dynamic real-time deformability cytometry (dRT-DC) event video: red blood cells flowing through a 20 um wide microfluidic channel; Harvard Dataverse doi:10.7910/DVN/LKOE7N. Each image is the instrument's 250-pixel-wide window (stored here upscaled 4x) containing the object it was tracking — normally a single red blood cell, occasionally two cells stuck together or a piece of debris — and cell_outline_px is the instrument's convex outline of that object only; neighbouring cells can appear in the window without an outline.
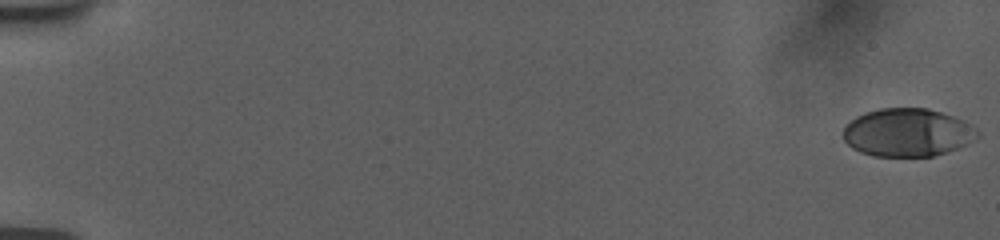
{"species": "human", "species_latin": "Homo sapiens", "temperature_condition": "room temperature", "stored_images_in_passage": 56, "camera_frame_rate_fps": 3000, "um_per_image_px": 0.085, "donor": {"sex": "female"}, "frame": {"image": 1, "passage_image": 1, "time_ms": 0.0, "image_size_px": [1000, 240], "cell_outline_px": [[980, 136], [976, 140], [956, 148], [932, 156], [872, 156], [860, 152], [852, 148], [844, 140], [844, 128], [856, 116], [864, 112], [880, 108], [928, 108], [964, 120], [972, 124], [980, 132]], "centroid_in_image_um": [77.16, 11.26], "position_along_channel_um": 7.8, "area_um2": 37.69}}
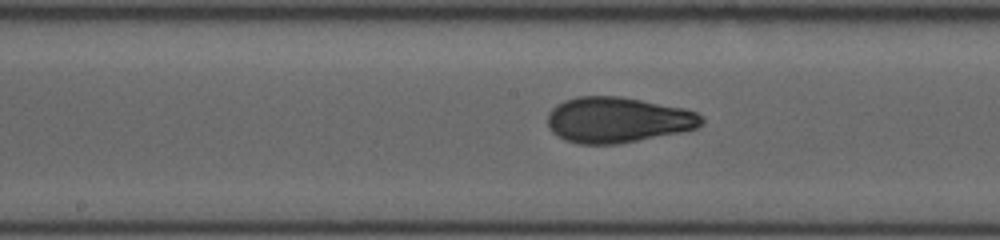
{"frame": {"image": 2, "passage_image": 31, "time_ms": 10.0, "image_size_px": [1000, 240], "cell_outline_px": [[704, 124], [696, 128], [680, 132], [620, 144], [580, 144], [564, 140], [552, 132], [548, 128], [548, 112], [556, 104], [564, 100], [576, 96], [620, 96], [684, 108], [696, 112], [704, 120]], "centroid_in_image_um": [52.48, 10.19], "position_along_channel_um": 195.7, "area_um2": 41.15}}
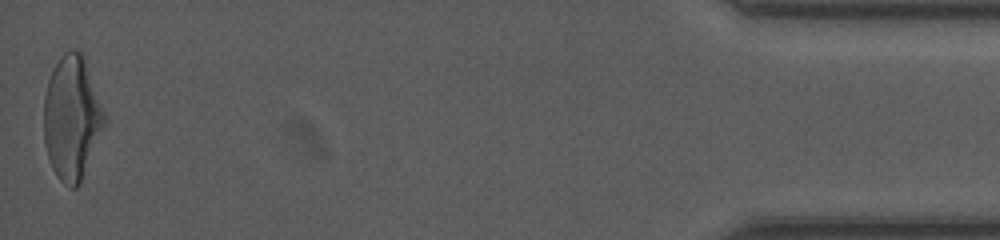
{"frame": {"image": 3, "passage_image": 56, "time_ms": 18.333, "image_size_px": [1000, 240], "cell_outline_px": [[104, 124], [80, 184], [76, 188], [72, 188], [64, 184], [60, 180], [52, 168], [44, 144], [44, 96], [48, 80], [60, 56], [64, 52], [80, 52], [84, 56], [104, 112]], "centroid_in_image_um": [6.08, 10.04], "position_along_channel_um": 429.1, "area_um2": 42.89}, "authors_computed_cell_mechanics": {"area_um2": 40.0843, "velocity_mm_per_s": 3.7828, "shape_relaxation_time_tau1_ms": 7.3894, "shape_relaxation_time_tau2_ms": 1.2494, "deformation_change_tau1": 0.2259, "deformation_change_tau2": 0.0767}}